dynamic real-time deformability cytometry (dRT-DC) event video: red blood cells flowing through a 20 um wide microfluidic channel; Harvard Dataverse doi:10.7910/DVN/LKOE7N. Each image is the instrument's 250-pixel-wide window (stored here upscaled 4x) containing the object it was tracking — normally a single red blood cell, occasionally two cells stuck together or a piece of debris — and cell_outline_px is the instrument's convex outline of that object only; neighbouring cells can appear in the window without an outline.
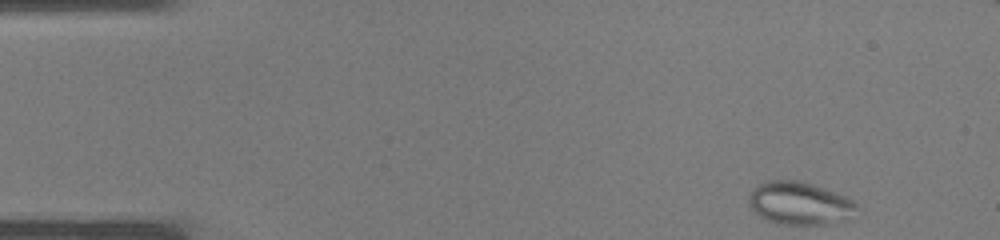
{"species": "common noctule bat (a hibernating species)", "species_latin": "Nyctalus noctula", "temperature_condition": "warm", "stored_images_in_passage": 36, "camera_frame_rate_fps": 3000, "um_per_image_px": 0.085, "animal": {"sex": "male", "body_mass_g": 19.0, "forearm_length_mm": 50.8}, "frame": {"image": 1, "passage_image": 1, "time_ms": 0.0, "image_size_px": [1000, 240], "cell_outline_px": [[856, 208], [852, 220], [824, 224], [776, 224], [764, 220], [748, 204], [748, 196], [752, 188], [768, 180], [796, 180], [812, 184], [824, 188], [844, 196], [852, 200], [856, 204]], "centroid_in_image_um": [67.95, 17.29], "position_along_channel_um": 17.0, "area_um2": 27.11}}
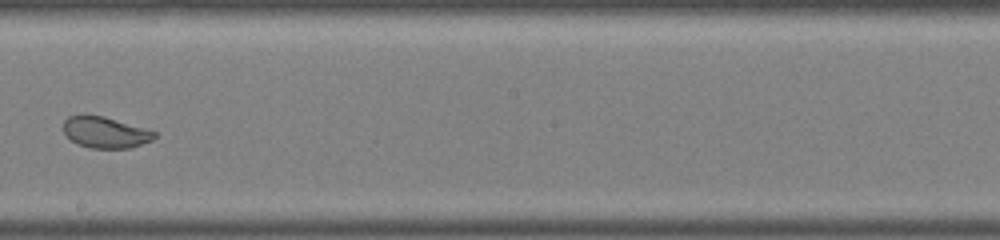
{"frame": {"image": 2, "passage_image": 19, "time_ms": 6.0, "image_size_px": [1000, 240], "cell_outline_px": [[156, 136], [152, 140], [132, 148], [92, 148], [76, 144], [64, 132], [64, 120], [68, 116], [104, 116], [144, 128], [156, 132]], "centroid_in_image_um": [8.97, 11.27], "position_along_channel_um": 239.2, "area_um2": 16.3}}
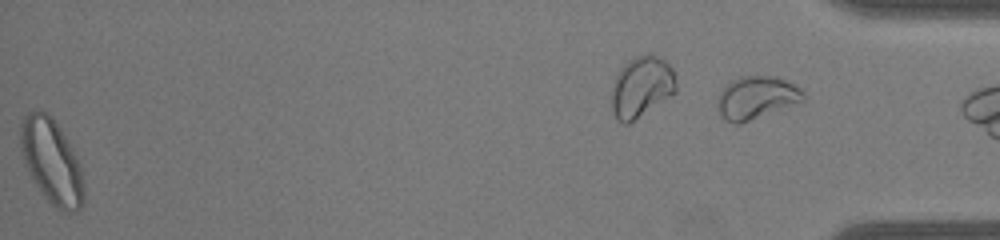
{"frame": {"image": 3, "passage_image": 35, "time_ms": 11.333, "image_size_px": [1000, 240], "cell_outline_px": [[84, 200], [80, 208], [76, 212], [64, 212], [56, 208], [44, 196], [36, 184], [24, 164], [20, 148], [20, 124], [24, 116], [28, 112], [48, 112], [72, 148], [80, 164], [84, 188]], "centroid_in_image_um": [4.38, 13.75], "position_along_channel_um": 430.8, "area_um2": 30.98}}